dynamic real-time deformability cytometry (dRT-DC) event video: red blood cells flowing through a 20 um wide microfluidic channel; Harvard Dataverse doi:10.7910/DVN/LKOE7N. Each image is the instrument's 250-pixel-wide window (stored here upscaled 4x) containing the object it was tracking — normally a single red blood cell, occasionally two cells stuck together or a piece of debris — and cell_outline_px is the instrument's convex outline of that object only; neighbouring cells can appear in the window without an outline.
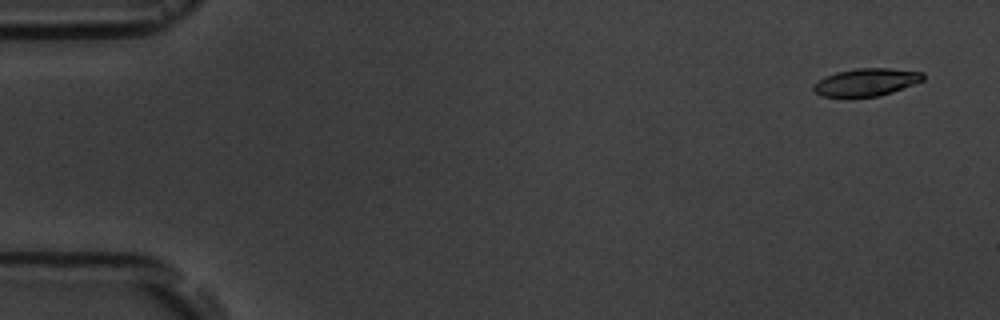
{"species": "common noctule bat (a hibernating species)", "species_latin": "Nyctalus noctula", "temperature_condition": "room temperature", "stored_images_in_passage": 5, "camera_frame_rate_fps": 3000, "um_per_image_px": 0.085, "animal": {"sex": "male", "body_mass_g": 19.5, "forearm_length_mm": 54.6}, "frame": {"image": 1, "passage_image": 1, "time_ms": 0.0, "image_size_px": [1000, 320], "cell_outline_px": [[924, 80], [892, 92], [876, 96], [820, 96], [812, 88], [812, 84], [824, 76], [836, 72], [856, 68], [888, 68], [924, 72]], "centroid_in_image_um": [73.61, 6.97], "position_along_channel_um": 11.4, "area_um2": 17.51}}
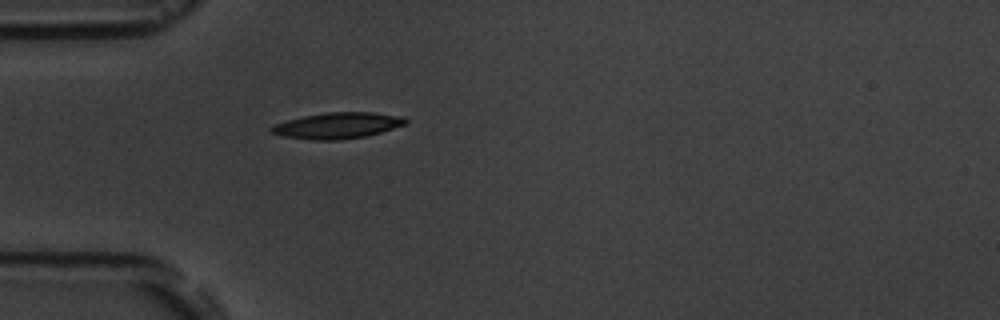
{"frame": {"image": 2, "passage_image": 5, "time_ms": 4.667, "image_size_px": [1000, 320], "cell_outline_px": [[408, 124], [380, 132], [364, 136], [340, 140], [312, 140], [284, 136], [268, 132], [268, 128], [276, 124], [288, 120], [304, 116], [328, 112], [372, 112], [404, 116], [408, 120]], "centroid_in_image_um": [28.71, 10.67], "position_along_channel_um": 56.3, "area_um2": 20.4}}